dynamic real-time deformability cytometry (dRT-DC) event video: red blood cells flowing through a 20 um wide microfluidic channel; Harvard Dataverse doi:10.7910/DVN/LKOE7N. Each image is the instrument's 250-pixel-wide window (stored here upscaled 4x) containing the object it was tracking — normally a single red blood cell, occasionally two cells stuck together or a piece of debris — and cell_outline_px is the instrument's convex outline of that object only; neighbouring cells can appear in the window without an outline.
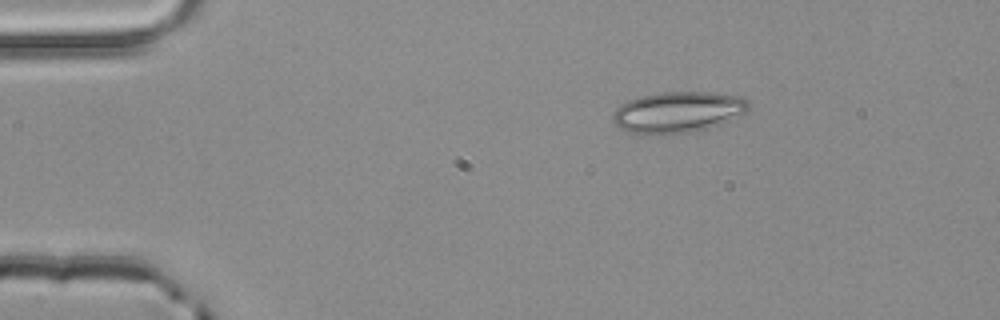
{"species": "common noctule bat (a hibernating species)", "species_latin": "Nyctalus noctula", "temperature_condition": "room temperature", "stored_images_in_passage": 2, "camera_frame_rate_fps": 3000, "um_per_image_px": 0.085, "animal": {"sex": "male", "body_mass_g": 20.4}, "frame": {"image": 1, "passage_image": 1, "time_ms": 0.0, "image_size_px": [1000, 320], "cell_outline_px": [[752, 104], [744, 112], [704, 128], [688, 132], [652, 136], [644, 136], [628, 132], [620, 128], [612, 120], [612, 116], [616, 108], [620, 104], [628, 100], [640, 96], [660, 92], [712, 92], [740, 96], [748, 100]], "centroid_in_image_um": [57.52, 9.53], "position_along_channel_um": 27.5, "area_um2": 32.37}}